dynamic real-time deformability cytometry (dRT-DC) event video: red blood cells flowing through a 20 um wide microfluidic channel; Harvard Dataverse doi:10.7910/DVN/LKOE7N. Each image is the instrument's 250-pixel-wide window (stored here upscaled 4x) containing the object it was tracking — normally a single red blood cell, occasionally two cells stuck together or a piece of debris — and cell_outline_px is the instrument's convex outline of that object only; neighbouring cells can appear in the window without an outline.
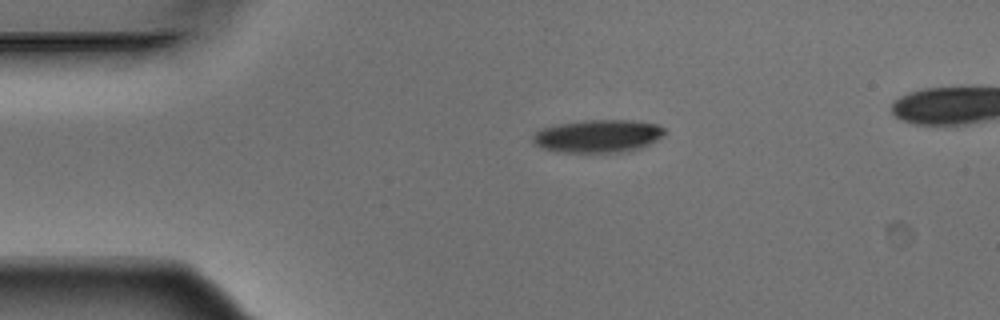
{"species": "Egyptian fruit bat (a non-hibernating species)", "species_latin": "Rousettus aegyptiacus", "temperature_condition": "warm", "stored_images_in_passage": 3, "camera_frame_rate_fps": 3000, "um_per_image_px": 0.085, "animal": {"sex": "male"}, "frame": {"image": 1, "passage_image": 1, "time_ms": 0.0, "image_size_px": [1000, 320], "cell_outline_px": [[668, 132], [664, 136], [640, 148], [624, 152], [560, 152], [544, 148], [532, 144], [532, 136], [540, 128], [556, 124], [584, 120], [632, 120], [656, 124], [664, 128]], "centroid_in_image_um": [50.82, 11.56], "position_along_channel_um": 34.2, "area_um2": 25.43}}